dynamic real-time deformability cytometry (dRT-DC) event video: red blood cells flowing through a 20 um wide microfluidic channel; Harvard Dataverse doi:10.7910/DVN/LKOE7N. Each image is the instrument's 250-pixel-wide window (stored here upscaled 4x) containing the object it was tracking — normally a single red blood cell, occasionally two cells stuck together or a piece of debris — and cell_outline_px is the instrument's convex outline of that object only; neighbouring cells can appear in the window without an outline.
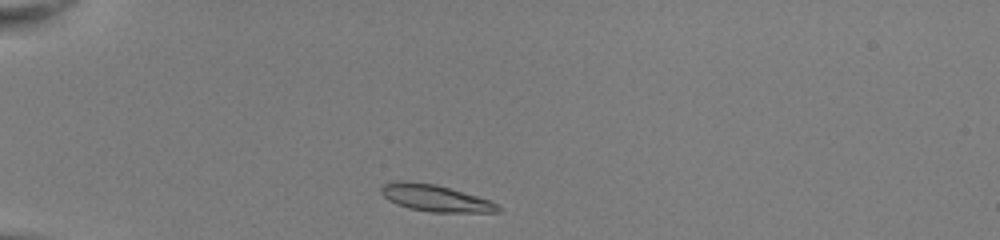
{"species": "common noctule bat (a hibernating species)", "species_latin": "Nyctalus noctula", "temperature_condition": "room temperature", "stored_images_in_passage": 37, "camera_frame_rate_fps": 3000, "um_per_image_px": 0.085, "animal": {"sex": "female", "body_mass_g": 22.0, "forearm_length_mm": 56.7}, "frame": {"image": 1, "passage_image": 1, "time_ms": 0.0, "image_size_px": [1000, 240], "cell_outline_px": [[504, 208], [500, 212], [432, 212], [408, 208], [396, 204], [388, 200], [380, 192], [380, 188], [384, 184], [396, 180], [404, 180], [436, 184], [476, 196], [488, 200]], "centroid_in_image_um": [36.97, 16.83], "position_along_channel_um": 48.0, "area_um2": 18.21}}
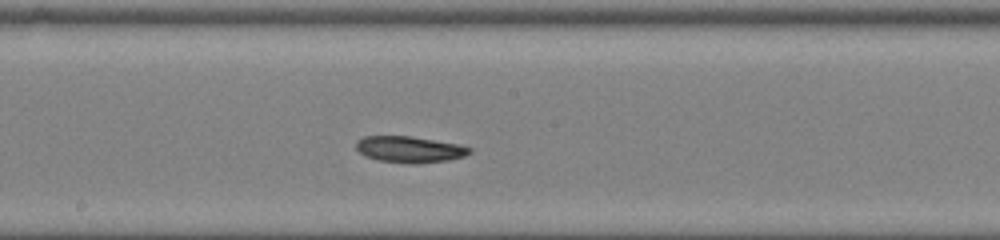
{"frame": {"image": 2, "passage_image": 16, "time_ms": 5.0, "image_size_px": [1000, 240], "cell_outline_px": [[472, 152], [464, 156], [448, 160], [412, 164], [408, 164], [380, 160], [364, 156], [356, 148], [356, 140], [364, 136], [412, 136], [460, 144], [472, 148]], "centroid_in_image_um": [34.82, 12.69], "position_along_channel_um": 213.4, "area_um2": 17.51}}
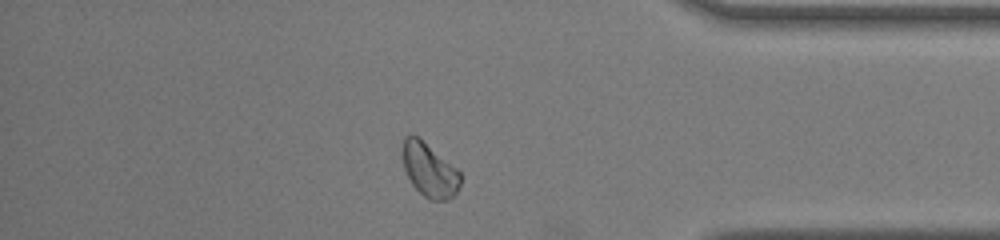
{"frame": {"image": 3, "passage_image": 31, "time_ms": 10.0, "image_size_px": [1000, 240], "cell_outline_px": [[460, 184], [456, 192], [448, 200], [428, 200], [412, 184], [404, 168], [400, 152], [400, 148], [404, 136], [420, 136], [456, 168], [460, 172]], "centroid_in_image_um": [36.45, 14.41], "position_along_channel_um": 398.7, "area_um2": 18.38}, "authors_computed_cell_mechanics": {"area_um2": 18.0336, "velocity_mm_per_s": 4.0225, "shape_relaxation_time_tau1_ms": null, "shape_relaxation_time_tau2_ms": 9.9371, "deformation_change_tau1": null, "deformation_change_tau2": 0.1596}}